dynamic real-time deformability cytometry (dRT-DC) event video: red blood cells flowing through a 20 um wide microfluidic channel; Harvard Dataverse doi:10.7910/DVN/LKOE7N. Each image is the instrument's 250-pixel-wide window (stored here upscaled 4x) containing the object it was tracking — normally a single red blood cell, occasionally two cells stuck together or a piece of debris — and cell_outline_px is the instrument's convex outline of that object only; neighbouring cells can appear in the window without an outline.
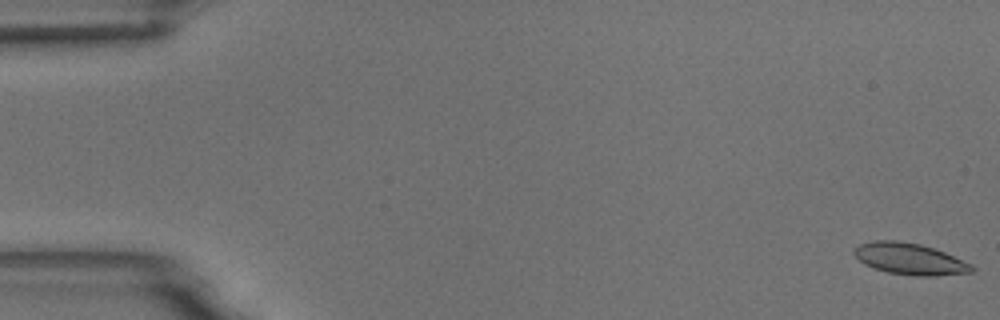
{"species": "common noctule bat (a hibernating species)", "species_latin": "Nyctalus noctula", "temperature_condition": "room temperature", "stored_images_in_passage": 55, "camera_frame_rate_fps": 3000, "um_per_image_px": 0.085, "animal": {"sex": "male", "body_mass_g": 18.8}, "frame": {"image": 1, "passage_image": 1, "time_ms": 0.0, "image_size_px": [1000, 320], "cell_outline_px": [[976, 268], [972, 272], [936, 276], [916, 276], [888, 272], [864, 264], [852, 252], [860, 244], [876, 240], [896, 240], [920, 244], [944, 252], [972, 264]], "centroid_in_image_um": [77.36, 22.01], "position_along_channel_um": 7.6, "area_um2": 21.39}}
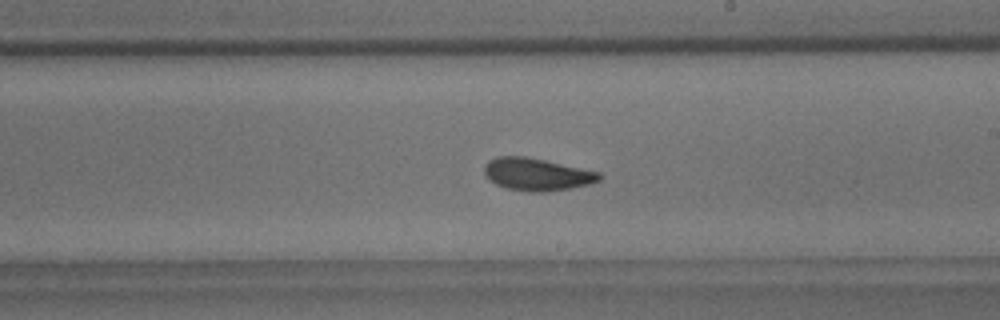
{"frame": {"image": 2, "passage_image": 32, "time_ms": 10.333, "image_size_px": [1000, 320], "cell_outline_px": [[604, 176], [600, 180], [588, 184], [572, 188], [544, 192], [528, 192], [508, 188], [496, 184], [484, 176], [484, 164], [488, 160], [496, 156], [524, 156], [544, 160], [600, 172]], "centroid_in_image_um": [45.61, 14.82], "position_along_channel_um": 243.4, "area_um2": 21.85}}
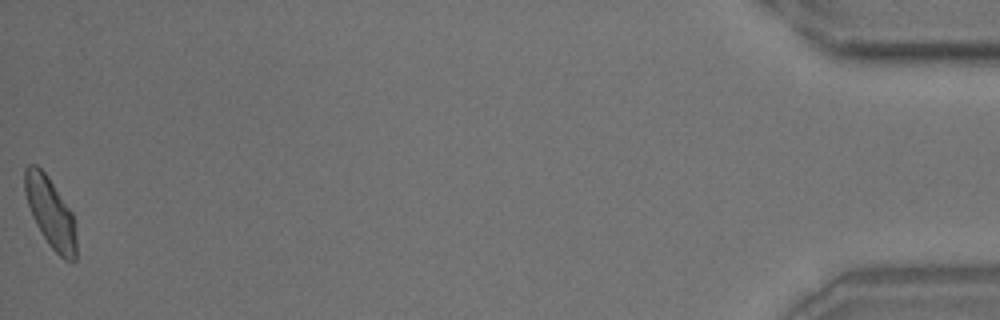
{"frame": {"image": 3, "passage_image": 55, "time_ms": 18.0, "image_size_px": [1000, 320], "cell_outline_px": [[76, 260], [72, 264], [64, 260], [48, 244], [36, 224], [32, 216], [24, 192], [24, 168], [28, 164], [36, 164], [44, 172], [72, 212], [76, 228]], "centroid_in_image_um": [4.3, 18.1], "position_along_channel_um": 430.9, "area_um2": 21.1}, "authors_computed_cell_mechanics": {"area_um2": 21.2126, "velocity_mm_per_s": 3.7089, "shape_relaxation_time_tau1_ms": 5.1564, "shape_relaxation_time_tau2_ms": 2.1847, "deformation_change_tau1": 0.1193, "deformation_change_tau2": 0.0681}}